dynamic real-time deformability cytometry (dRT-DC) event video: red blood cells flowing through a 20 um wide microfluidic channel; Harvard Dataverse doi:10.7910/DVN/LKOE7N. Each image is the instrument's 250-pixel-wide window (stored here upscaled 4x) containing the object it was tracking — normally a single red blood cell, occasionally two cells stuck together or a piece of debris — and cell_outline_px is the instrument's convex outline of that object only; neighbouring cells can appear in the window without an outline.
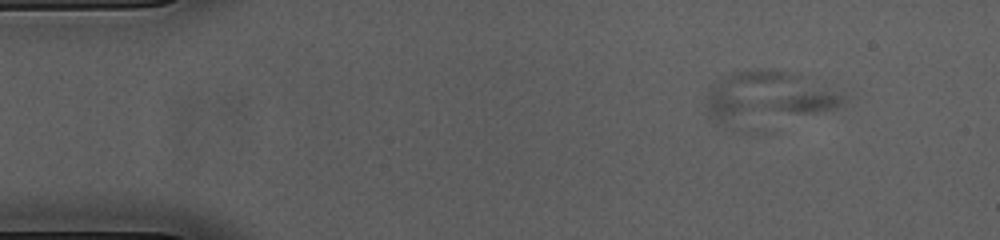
{"species": "common noctule bat (a hibernating species)", "species_latin": "Nyctalus noctula", "temperature_condition": "cold", "stored_images_in_passage": 57, "segment_of_instrument_passage": [2, 2], "camera_frame_rate_fps": 3000, "um_per_image_px": 0.085, "animal": {"sex": "female", "body_mass_g": 23.0, "forearm_length_mm": 53.4}, "frame": {"image": 1, "passage_image": 7, "time_ms": 2.0, "image_size_px": [1000, 240], "cell_outline_px": [[848, 100], [844, 104], [836, 108], [768, 136], [732, 132], [708, 120], [704, 104], [704, 96], [708, 88], [716, 80], [732, 72], [756, 68], [772, 68], [796, 72], [844, 92], [848, 96]], "centroid_in_image_um": [65.27, 8.55], "position_along_channel_um": 19.7, "area_um2": 49.36}}
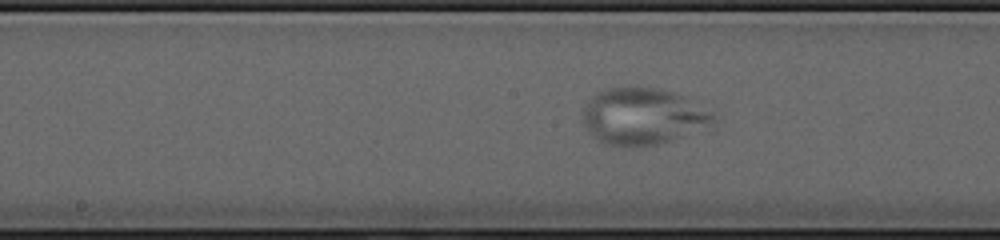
{"frame": {"image": 2, "passage_image": 28, "time_ms": 9.0, "image_size_px": [1000, 240], "cell_outline_px": [[716, 128], [672, 140], [656, 144], [604, 144], [592, 136], [584, 124], [584, 108], [592, 96], [596, 92], [608, 88], [660, 88], [688, 96], [716, 112]], "centroid_in_image_um": [54.82, 9.87], "position_along_channel_um": 193.4, "area_um2": 43.64}}
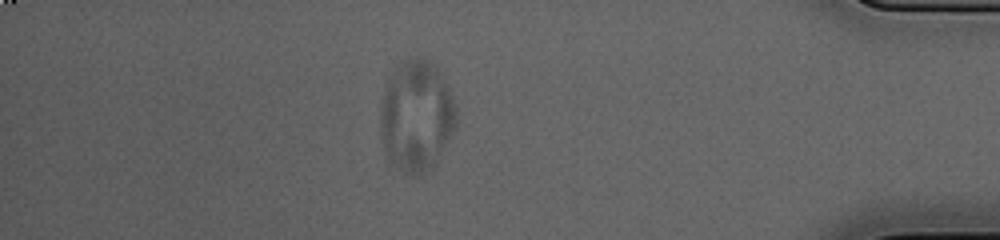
{"frame": {"image": 3, "passage_image": 48, "time_ms": 15.667, "image_size_px": [1000, 240], "cell_outline_px": [[456, 128], [436, 164], [432, 168], [416, 176], [408, 176], [388, 164], [380, 136], [380, 100], [388, 80], [396, 64], [412, 56], [424, 56], [440, 72], [452, 96], [456, 108]], "centroid_in_image_um": [35.36, 9.89], "position_along_channel_um": 399.8, "area_um2": 50.4}}